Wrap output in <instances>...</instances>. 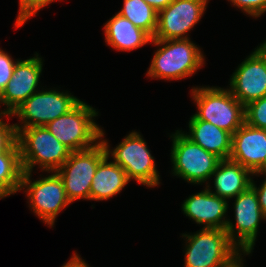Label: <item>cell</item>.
<instances>
[{
    "label": "cell",
    "mask_w": 266,
    "mask_h": 267,
    "mask_svg": "<svg viewBox=\"0 0 266 267\" xmlns=\"http://www.w3.org/2000/svg\"><path fill=\"white\" fill-rule=\"evenodd\" d=\"M184 267H233L241 259L240 250L230 241L225 229H204L183 234Z\"/></svg>",
    "instance_id": "obj_3"
},
{
    "label": "cell",
    "mask_w": 266,
    "mask_h": 267,
    "mask_svg": "<svg viewBox=\"0 0 266 267\" xmlns=\"http://www.w3.org/2000/svg\"><path fill=\"white\" fill-rule=\"evenodd\" d=\"M81 100L58 90H38L25 100L10 116L16 115L22 121L15 128L46 126L56 118L68 113Z\"/></svg>",
    "instance_id": "obj_9"
},
{
    "label": "cell",
    "mask_w": 266,
    "mask_h": 267,
    "mask_svg": "<svg viewBox=\"0 0 266 267\" xmlns=\"http://www.w3.org/2000/svg\"><path fill=\"white\" fill-rule=\"evenodd\" d=\"M262 185L257 188L254 180L252 179L251 187L255 190L260 208L266 217V178Z\"/></svg>",
    "instance_id": "obj_28"
},
{
    "label": "cell",
    "mask_w": 266,
    "mask_h": 267,
    "mask_svg": "<svg viewBox=\"0 0 266 267\" xmlns=\"http://www.w3.org/2000/svg\"><path fill=\"white\" fill-rule=\"evenodd\" d=\"M118 14L130 20L153 39L158 25V12L144 0H124L123 8Z\"/></svg>",
    "instance_id": "obj_22"
},
{
    "label": "cell",
    "mask_w": 266,
    "mask_h": 267,
    "mask_svg": "<svg viewBox=\"0 0 266 267\" xmlns=\"http://www.w3.org/2000/svg\"><path fill=\"white\" fill-rule=\"evenodd\" d=\"M213 176L215 191L212 193L229 200L237 197L251 186L253 173L240 163L222 159L212 173Z\"/></svg>",
    "instance_id": "obj_18"
},
{
    "label": "cell",
    "mask_w": 266,
    "mask_h": 267,
    "mask_svg": "<svg viewBox=\"0 0 266 267\" xmlns=\"http://www.w3.org/2000/svg\"><path fill=\"white\" fill-rule=\"evenodd\" d=\"M208 182L204 190L184 200L182 211L204 229H225L228 201L212 193Z\"/></svg>",
    "instance_id": "obj_15"
},
{
    "label": "cell",
    "mask_w": 266,
    "mask_h": 267,
    "mask_svg": "<svg viewBox=\"0 0 266 267\" xmlns=\"http://www.w3.org/2000/svg\"><path fill=\"white\" fill-rule=\"evenodd\" d=\"M107 156L100 141L94 147L71 152L64 164L55 172L60 176L71 204L77 199L90 200V188L99 163Z\"/></svg>",
    "instance_id": "obj_8"
},
{
    "label": "cell",
    "mask_w": 266,
    "mask_h": 267,
    "mask_svg": "<svg viewBox=\"0 0 266 267\" xmlns=\"http://www.w3.org/2000/svg\"><path fill=\"white\" fill-rule=\"evenodd\" d=\"M243 261H244V260L241 259V260H240L239 262H237L233 267H244V266H243V265H244V264H243Z\"/></svg>",
    "instance_id": "obj_33"
},
{
    "label": "cell",
    "mask_w": 266,
    "mask_h": 267,
    "mask_svg": "<svg viewBox=\"0 0 266 267\" xmlns=\"http://www.w3.org/2000/svg\"><path fill=\"white\" fill-rule=\"evenodd\" d=\"M245 123L266 130V96L245 106Z\"/></svg>",
    "instance_id": "obj_23"
},
{
    "label": "cell",
    "mask_w": 266,
    "mask_h": 267,
    "mask_svg": "<svg viewBox=\"0 0 266 267\" xmlns=\"http://www.w3.org/2000/svg\"><path fill=\"white\" fill-rule=\"evenodd\" d=\"M191 95L198 106L194 115L199 120L210 122L232 135L245 123V106L228 88L193 87Z\"/></svg>",
    "instance_id": "obj_5"
},
{
    "label": "cell",
    "mask_w": 266,
    "mask_h": 267,
    "mask_svg": "<svg viewBox=\"0 0 266 267\" xmlns=\"http://www.w3.org/2000/svg\"><path fill=\"white\" fill-rule=\"evenodd\" d=\"M23 168L17 141L0 154V199L21 190Z\"/></svg>",
    "instance_id": "obj_21"
},
{
    "label": "cell",
    "mask_w": 266,
    "mask_h": 267,
    "mask_svg": "<svg viewBox=\"0 0 266 267\" xmlns=\"http://www.w3.org/2000/svg\"><path fill=\"white\" fill-rule=\"evenodd\" d=\"M23 172H31L35 165L50 173L58 170L71 154L45 126L15 128Z\"/></svg>",
    "instance_id": "obj_1"
},
{
    "label": "cell",
    "mask_w": 266,
    "mask_h": 267,
    "mask_svg": "<svg viewBox=\"0 0 266 267\" xmlns=\"http://www.w3.org/2000/svg\"><path fill=\"white\" fill-rule=\"evenodd\" d=\"M257 50L266 60V40L259 47L257 46Z\"/></svg>",
    "instance_id": "obj_31"
},
{
    "label": "cell",
    "mask_w": 266,
    "mask_h": 267,
    "mask_svg": "<svg viewBox=\"0 0 266 267\" xmlns=\"http://www.w3.org/2000/svg\"><path fill=\"white\" fill-rule=\"evenodd\" d=\"M4 116L5 114H0V154L5 153L17 141L14 124L9 125L2 121L1 117Z\"/></svg>",
    "instance_id": "obj_26"
},
{
    "label": "cell",
    "mask_w": 266,
    "mask_h": 267,
    "mask_svg": "<svg viewBox=\"0 0 266 267\" xmlns=\"http://www.w3.org/2000/svg\"><path fill=\"white\" fill-rule=\"evenodd\" d=\"M171 138L172 174L191 184L205 183L211 179L221 159L192 142L180 130H176Z\"/></svg>",
    "instance_id": "obj_6"
},
{
    "label": "cell",
    "mask_w": 266,
    "mask_h": 267,
    "mask_svg": "<svg viewBox=\"0 0 266 267\" xmlns=\"http://www.w3.org/2000/svg\"><path fill=\"white\" fill-rule=\"evenodd\" d=\"M104 32L108 46L119 51H132L152 40L145 31L118 13L105 23Z\"/></svg>",
    "instance_id": "obj_19"
},
{
    "label": "cell",
    "mask_w": 266,
    "mask_h": 267,
    "mask_svg": "<svg viewBox=\"0 0 266 267\" xmlns=\"http://www.w3.org/2000/svg\"><path fill=\"white\" fill-rule=\"evenodd\" d=\"M31 172H23L21 190L26 189L30 207L37 216L52 227L55 219L71 202L67 198L60 176L51 171V175L39 180H31Z\"/></svg>",
    "instance_id": "obj_10"
},
{
    "label": "cell",
    "mask_w": 266,
    "mask_h": 267,
    "mask_svg": "<svg viewBox=\"0 0 266 267\" xmlns=\"http://www.w3.org/2000/svg\"><path fill=\"white\" fill-rule=\"evenodd\" d=\"M16 63L17 61H13L12 57L0 48V94L11 79Z\"/></svg>",
    "instance_id": "obj_25"
},
{
    "label": "cell",
    "mask_w": 266,
    "mask_h": 267,
    "mask_svg": "<svg viewBox=\"0 0 266 267\" xmlns=\"http://www.w3.org/2000/svg\"><path fill=\"white\" fill-rule=\"evenodd\" d=\"M235 225L227 222L225 231L230 241L245 255L254 249L259 223L266 220L263 214L255 190L250 186L234 198Z\"/></svg>",
    "instance_id": "obj_11"
},
{
    "label": "cell",
    "mask_w": 266,
    "mask_h": 267,
    "mask_svg": "<svg viewBox=\"0 0 266 267\" xmlns=\"http://www.w3.org/2000/svg\"><path fill=\"white\" fill-rule=\"evenodd\" d=\"M229 159L255 173L266 159V130L244 123L232 135Z\"/></svg>",
    "instance_id": "obj_16"
},
{
    "label": "cell",
    "mask_w": 266,
    "mask_h": 267,
    "mask_svg": "<svg viewBox=\"0 0 266 267\" xmlns=\"http://www.w3.org/2000/svg\"><path fill=\"white\" fill-rule=\"evenodd\" d=\"M147 4H149L152 8H154L157 12L166 8L171 2L174 0H144Z\"/></svg>",
    "instance_id": "obj_30"
},
{
    "label": "cell",
    "mask_w": 266,
    "mask_h": 267,
    "mask_svg": "<svg viewBox=\"0 0 266 267\" xmlns=\"http://www.w3.org/2000/svg\"><path fill=\"white\" fill-rule=\"evenodd\" d=\"M258 174H265V176H266V159H265V161L263 162V164L261 165V167L255 172V173H253V175H258Z\"/></svg>",
    "instance_id": "obj_32"
},
{
    "label": "cell",
    "mask_w": 266,
    "mask_h": 267,
    "mask_svg": "<svg viewBox=\"0 0 266 267\" xmlns=\"http://www.w3.org/2000/svg\"><path fill=\"white\" fill-rule=\"evenodd\" d=\"M62 267H89L88 264L82 260L76 253L70 258V260L64 264Z\"/></svg>",
    "instance_id": "obj_29"
},
{
    "label": "cell",
    "mask_w": 266,
    "mask_h": 267,
    "mask_svg": "<svg viewBox=\"0 0 266 267\" xmlns=\"http://www.w3.org/2000/svg\"><path fill=\"white\" fill-rule=\"evenodd\" d=\"M36 56L17 60L13 75L8 81L6 88L0 94V104L6 105V109L0 114L10 116L25 100L38 91L40 75L42 73V58Z\"/></svg>",
    "instance_id": "obj_14"
},
{
    "label": "cell",
    "mask_w": 266,
    "mask_h": 267,
    "mask_svg": "<svg viewBox=\"0 0 266 267\" xmlns=\"http://www.w3.org/2000/svg\"><path fill=\"white\" fill-rule=\"evenodd\" d=\"M207 3L208 0H174L158 12V25L153 39H189L187 32L200 21Z\"/></svg>",
    "instance_id": "obj_12"
},
{
    "label": "cell",
    "mask_w": 266,
    "mask_h": 267,
    "mask_svg": "<svg viewBox=\"0 0 266 267\" xmlns=\"http://www.w3.org/2000/svg\"><path fill=\"white\" fill-rule=\"evenodd\" d=\"M101 141L105 145L107 155H112L114 162L125 170L129 180L134 179L138 184L147 187L159 185L160 176L154 157L138 132L128 134L112 151L107 140Z\"/></svg>",
    "instance_id": "obj_7"
},
{
    "label": "cell",
    "mask_w": 266,
    "mask_h": 267,
    "mask_svg": "<svg viewBox=\"0 0 266 267\" xmlns=\"http://www.w3.org/2000/svg\"><path fill=\"white\" fill-rule=\"evenodd\" d=\"M107 155L98 165L90 188V200H107L119 192L130 181L125 170Z\"/></svg>",
    "instance_id": "obj_20"
},
{
    "label": "cell",
    "mask_w": 266,
    "mask_h": 267,
    "mask_svg": "<svg viewBox=\"0 0 266 267\" xmlns=\"http://www.w3.org/2000/svg\"><path fill=\"white\" fill-rule=\"evenodd\" d=\"M189 134L184 135L195 144L222 159H229L232 150V134L210 122L190 117Z\"/></svg>",
    "instance_id": "obj_17"
},
{
    "label": "cell",
    "mask_w": 266,
    "mask_h": 267,
    "mask_svg": "<svg viewBox=\"0 0 266 267\" xmlns=\"http://www.w3.org/2000/svg\"><path fill=\"white\" fill-rule=\"evenodd\" d=\"M19 14L16 18L15 27L24 25L29 18L46 5L55 0H19Z\"/></svg>",
    "instance_id": "obj_24"
},
{
    "label": "cell",
    "mask_w": 266,
    "mask_h": 267,
    "mask_svg": "<svg viewBox=\"0 0 266 267\" xmlns=\"http://www.w3.org/2000/svg\"><path fill=\"white\" fill-rule=\"evenodd\" d=\"M244 13L256 18L266 12V0H228Z\"/></svg>",
    "instance_id": "obj_27"
},
{
    "label": "cell",
    "mask_w": 266,
    "mask_h": 267,
    "mask_svg": "<svg viewBox=\"0 0 266 267\" xmlns=\"http://www.w3.org/2000/svg\"><path fill=\"white\" fill-rule=\"evenodd\" d=\"M229 85L244 106L266 96V60L256 48L232 74Z\"/></svg>",
    "instance_id": "obj_13"
},
{
    "label": "cell",
    "mask_w": 266,
    "mask_h": 267,
    "mask_svg": "<svg viewBox=\"0 0 266 267\" xmlns=\"http://www.w3.org/2000/svg\"><path fill=\"white\" fill-rule=\"evenodd\" d=\"M151 43L160 46L155 52L147 76L166 80H179L196 73L204 64V55L189 39L158 40Z\"/></svg>",
    "instance_id": "obj_2"
},
{
    "label": "cell",
    "mask_w": 266,
    "mask_h": 267,
    "mask_svg": "<svg viewBox=\"0 0 266 267\" xmlns=\"http://www.w3.org/2000/svg\"><path fill=\"white\" fill-rule=\"evenodd\" d=\"M96 109L80 101L68 113L56 118L45 127L72 152L83 151L97 145L104 136L94 122Z\"/></svg>",
    "instance_id": "obj_4"
}]
</instances>
